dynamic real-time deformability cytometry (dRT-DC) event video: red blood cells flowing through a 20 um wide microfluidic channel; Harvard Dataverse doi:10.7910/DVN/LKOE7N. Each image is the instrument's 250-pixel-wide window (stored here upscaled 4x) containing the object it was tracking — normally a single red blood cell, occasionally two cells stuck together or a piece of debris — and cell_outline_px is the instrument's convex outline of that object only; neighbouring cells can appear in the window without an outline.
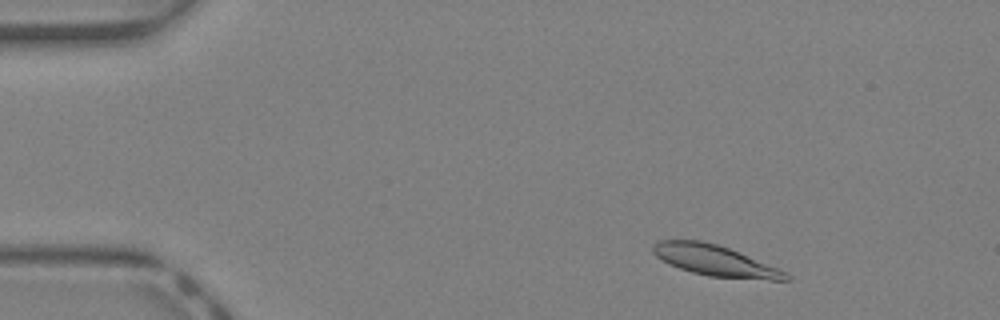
{"species": "Egyptian fruit bat (a non-hibernating species)", "species_latin": "Rousettus aegyptiacus", "temperature_condition": "warm", "stored_images_in_passage": 40, "camera_frame_rate_fps": 3000, "um_per_image_px": 0.085, "animal": {"sex": "female"}, "frame": {"image": 1, "passage_image": 4, "time_ms": 1.0, "image_size_px": [1000, 320], "cell_outline_px": [[792, 280], [768, 280], [708, 276], [692, 272], [668, 264], [656, 256], [652, 252], [652, 244], [660, 240], [700, 240], [716, 244], [728, 248], [788, 272], [792, 276]], "centroid_in_image_um": [60.78, 22.16], "position_along_channel_um": 24.2, "area_um2": 23.81}}
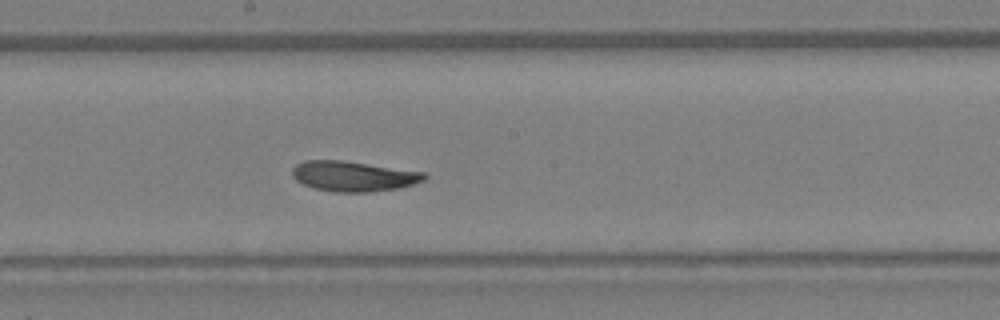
{"frame": {"image": 2, "passage_image": 21, "time_ms": 6.667, "image_size_px": [1000, 320], "cell_outline_px": [[428, 176], [424, 180], [400, 188], [368, 192], [332, 192], [312, 188], [296, 180], [292, 176], [292, 168], [296, 164], [304, 160], [340, 160], [424, 172]], "centroid_in_image_um": [30.0, 14.98], "position_along_channel_um": 218.2, "area_um2": 23.24}}
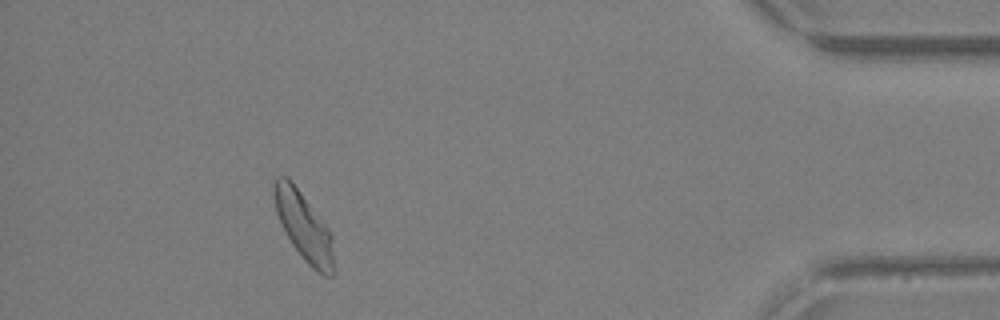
{"frame": {"image": 3, "passage_image": 36, "time_ms": 11.667, "image_size_px": [1000, 320], "cell_outline_px": [[336, 272], [332, 276], [324, 276], [316, 272], [304, 260], [292, 244], [280, 224], [276, 212], [272, 192], [272, 180], [276, 176], [288, 176], [328, 228], [332, 236]], "centroid_in_image_um": [25.82, 19.26], "position_along_channel_um": 409.4, "area_um2": 24.22}, "authors_computed_cell_mechanics": {"area_um2": 23.7847, "velocity_mm_per_s": 4.9177, "shape_relaxation_time_tau1_ms": 5.9162, "shape_relaxation_time_tau2_ms": null, "deformation_change_tau1": 0.1615, "deformation_change_tau2": null}}